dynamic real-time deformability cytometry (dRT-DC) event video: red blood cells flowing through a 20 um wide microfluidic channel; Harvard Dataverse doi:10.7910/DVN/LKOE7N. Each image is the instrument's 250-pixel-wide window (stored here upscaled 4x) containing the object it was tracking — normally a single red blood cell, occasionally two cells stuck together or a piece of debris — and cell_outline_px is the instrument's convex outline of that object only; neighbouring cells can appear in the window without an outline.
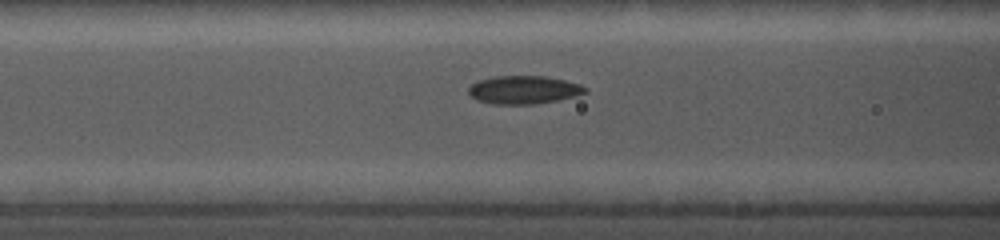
{"species": "common noctule bat (a hibernating species)", "species_latin": "Nyctalus noctula", "temperature_condition": "cold", "stored_images_in_passage": 44, "camera_frame_rate_fps": 5000, "um_per_image_px": 0.085, "animal": {"sex": "female", "body_mass_g": 19.0, "forearm_length_mm": 56.7}, "frame": {"image": 1, "passage_image": 3, "time_ms": 0.4, "image_size_px": [1000, 240], "cell_outline_px": [[584, 92], [552, 100], [532, 104], [496, 104], [480, 100], [472, 96], [468, 92], [472, 84], [496, 76], [544, 76], [576, 84], [584, 88]], "centroid_in_image_um": [44.42, 7.63], "position_along_channel_um": 122.2, "area_um2": 17.92}}
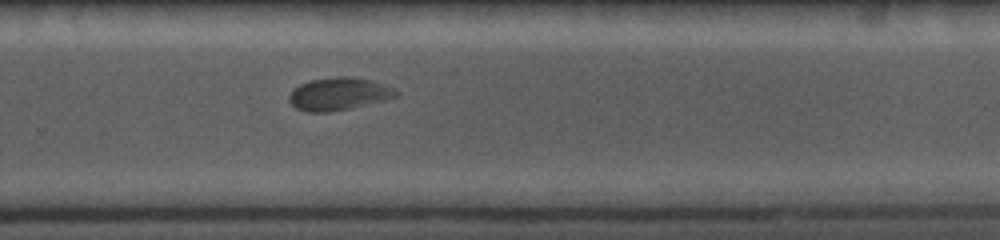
{"frame": {"image": 2, "passage_image": 21, "time_ms": 5.2, "image_size_px": [1000, 240], "cell_outline_px": [[396, 96], [348, 108], [328, 112], [308, 112], [296, 108], [288, 100], [288, 96], [300, 84], [308, 80], [340, 76], [352, 76], [372, 80], [384, 84], [392, 88], [396, 92]], "centroid_in_image_um": [28.73, 7.96], "position_along_channel_um": 301.1, "area_um2": 19.88}}
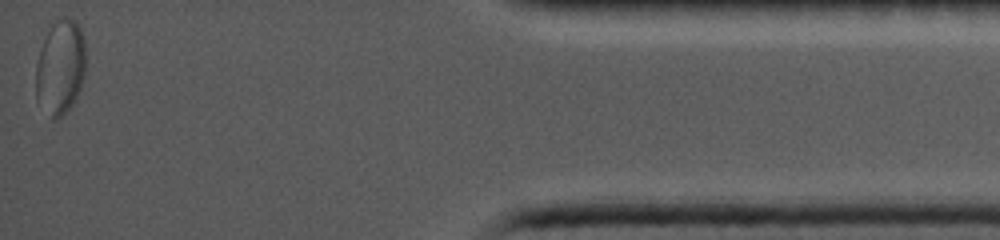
{"frame": {"image": 3, "passage_image": 44, "time_ms": 10.0, "image_size_px": [1000, 240], "cell_outline_px": [[84, 72], [80, 88], [76, 100], [60, 116], [52, 116], [36, 96], [36, 64], [40, 48], [56, 16], [64, 16], [76, 20], [84, 36]], "centroid_in_image_um": [5.14, 5.6], "position_along_channel_um": 430.1, "area_um2": 27.05}}